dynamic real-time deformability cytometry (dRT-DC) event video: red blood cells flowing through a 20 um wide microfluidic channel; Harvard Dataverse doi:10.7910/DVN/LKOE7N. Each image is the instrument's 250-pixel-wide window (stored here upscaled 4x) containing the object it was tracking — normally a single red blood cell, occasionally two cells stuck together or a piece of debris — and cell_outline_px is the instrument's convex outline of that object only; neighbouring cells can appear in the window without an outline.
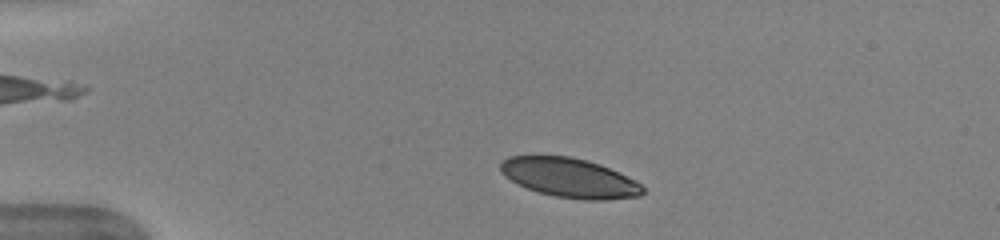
{"species": "human", "species_latin": "Homo sapiens", "temperature_condition": "warm", "stored_images_in_passage": 40, "camera_frame_rate_fps": 3000, "um_per_image_px": 0.085, "donor": {"sex": "female"}, "frame": {"image": 1, "passage_image": 4, "time_ms": 1.0, "image_size_px": [1000, 240], "cell_outline_px": [[644, 192], [640, 196], [604, 200], [584, 200], [556, 196], [540, 192], [516, 184], [504, 176], [500, 172], [500, 164], [508, 156], [532, 152], [536, 152], [568, 156], [588, 160], [600, 164], [636, 180], [644, 188]], "centroid_in_image_um": [48.34, 15.06], "position_along_channel_um": 36.7, "area_um2": 33.52}}
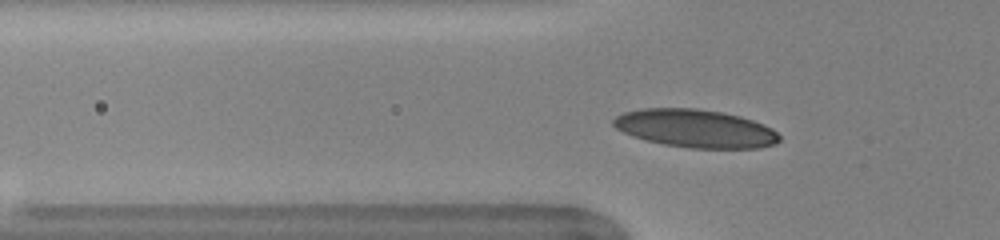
{"frame": {"image": 2, "passage_image": 10, "time_ms": 3.0, "image_size_px": [1000, 240], "cell_outline_px": [[780, 140], [776, 144], [760, 148], [692, 148], [664, 144], [644, 140], [632, 136], [616, 128], [612, 124], [612, 120], [616, 116], [624, 112], [640, 108], [696, 108], [720, 112], [740, 116], [764, 124], [772, 128], [780, 136]], "centroid_in_image_um": [59.11, 10.92], "position_along_channel_um": 66.7, "area_um2": 36.93}}
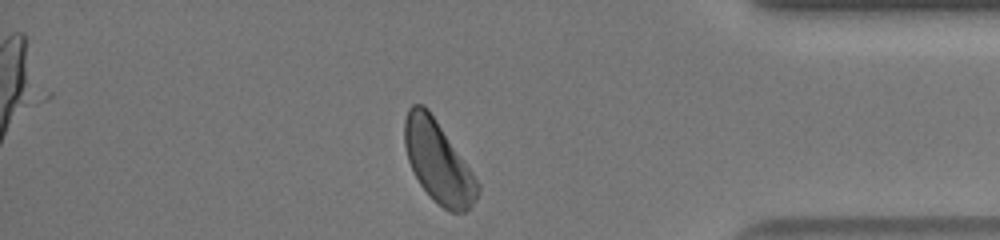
{"frame": {"image": 3, "passage_image": 37, "time_ms": 12.0, "image_size_px": [1000, 240], "cell_outline_px": [[480, 192], [476, 200], [464, 212], [452, 212], [444, 208], [420, 184], [408, 160], [404, 144], [404, 120], [408, 108], [412, 104], [424, 104], [428, 108], [472, 172], [480, 184]], "centroid_in_image_um": [37.24, 13.72], "position_along_channel_um": 398.0, "area_um2": 34.1}, "authors_computed_cell_mechanics": {"area_um2": 34.8534, "velocity_mm_per_s": 3.956, "shape_relaxation_time_tau1_ms": 3.8055, "shape_relaxation_time_tau2_ms": 4.7134, "deformation_change_tau1": 0.1057, "deformation_change_tau2": 0.1143}}